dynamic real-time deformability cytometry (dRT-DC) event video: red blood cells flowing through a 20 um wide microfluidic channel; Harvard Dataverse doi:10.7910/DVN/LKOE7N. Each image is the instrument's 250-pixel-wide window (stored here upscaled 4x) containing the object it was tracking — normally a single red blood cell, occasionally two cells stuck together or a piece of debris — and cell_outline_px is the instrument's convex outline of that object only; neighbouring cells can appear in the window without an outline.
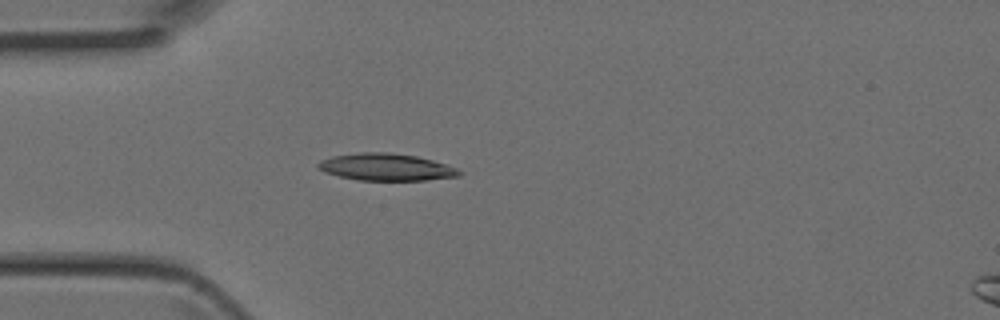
{"species": "Egyptian fruit bat (a non-hibernating species)", "species_latin": "Rousettus aegyptiacus", "temperature_condition": "room temperature", "stored_images_in_passage": 4, "camera_frame_rate_fps": 3000, "um_per_image_px": 0.085, "animal": {"sex": "female"}, "frame": {"image": 1, "passage_image": 4, "time_ms": 1.0, "image_size_px": [1000, 320], "cell_outline_px": [[464, 172], [460, 176], [428, 180], [356, 180], [324, 172], [316, 164], [320, 160], [332, 156], [360, 152], [388, 152], [416, 156], [432, 160], [456, 168]], "centroid_in_image_um": [32.83, 14.2], "position_along_channel_um": 52.2, "area_um2": 22.25}}